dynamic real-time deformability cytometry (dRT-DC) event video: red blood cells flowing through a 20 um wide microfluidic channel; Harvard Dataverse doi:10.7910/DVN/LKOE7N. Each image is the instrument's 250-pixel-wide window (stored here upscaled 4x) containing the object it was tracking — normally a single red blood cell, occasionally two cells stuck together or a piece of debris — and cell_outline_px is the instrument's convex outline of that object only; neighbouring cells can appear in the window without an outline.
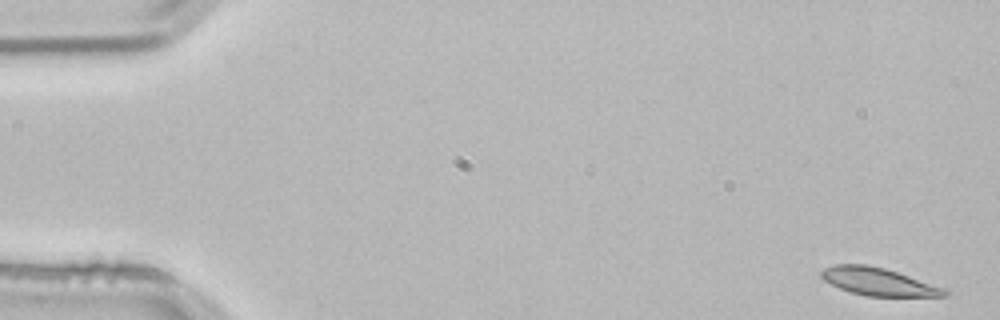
{"species": "common noctule bat (a hibernating species)", "species_latin": "Nyctalus noctula", "temperature_condition": "room temperature", "stored_images_in_passage": 52, "camera_frame_rate_fps": 3000, "um_per_image_px": 0.085, "animal": {"sex": "male", "body_mass_g": 21.5, "forearm_length_mm": 52.0}, "frame": {"image": 1, "passage_image": 1, "time_ms": 0.0, "image_size_px": [1000, 320], "cell_outline_px": [[948, 296], [864, 296], [848, 292], [824, 280], [820, 276], [820, 272], [824, 268], [836, 264], [864, 264], [884, 268], [948, 288]], "centroid_in_image_um": [74.68, 23.95], "position_along_channel_um": 10.3, "area_um2": 20.0}}
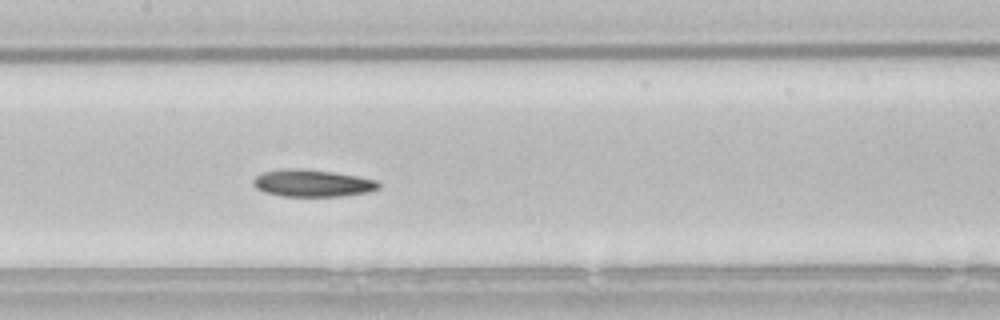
{"frame": {"image": 2, "passage_image": 25, "time_ms": 8.0, "image_size_px": [1000, 320], "cell_outline_px": [[380, 188], [368, 192], [340, 196], [284, 196], [264, 192], [256, 188], [252, 184], [252, 180], [260, 172], [284, 168], [304, 168], [332, 172], [356, 176], [376, 180], [380, 184]], "centroid_in_image_um": [26.5, 15.56], "position_along_channel_um": 180.9, "area_um2": 19.94}}
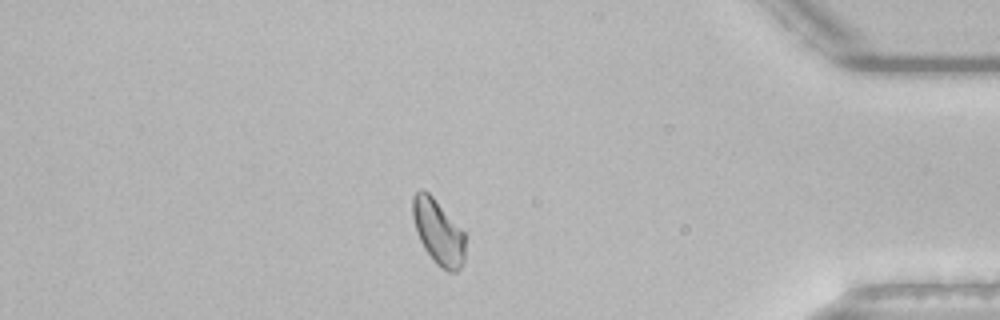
{"frame": {"image": 3, "passage_image": 45, "time_ms": 14.667, "image_size_px": [1000, 320], "cell_outline_px": [[464, 260], [460, 268], [456, 272], [448, 272], [436, 264], [424, 248], [420, 240], [412, 216], [412, 196], [420, 188], [424, 188], [432, 196], [464, 232]], "centroid_in_image_um": [37.23, 19.71], "position_along_channel_um": 398.0, "area_um2": 19.71}}